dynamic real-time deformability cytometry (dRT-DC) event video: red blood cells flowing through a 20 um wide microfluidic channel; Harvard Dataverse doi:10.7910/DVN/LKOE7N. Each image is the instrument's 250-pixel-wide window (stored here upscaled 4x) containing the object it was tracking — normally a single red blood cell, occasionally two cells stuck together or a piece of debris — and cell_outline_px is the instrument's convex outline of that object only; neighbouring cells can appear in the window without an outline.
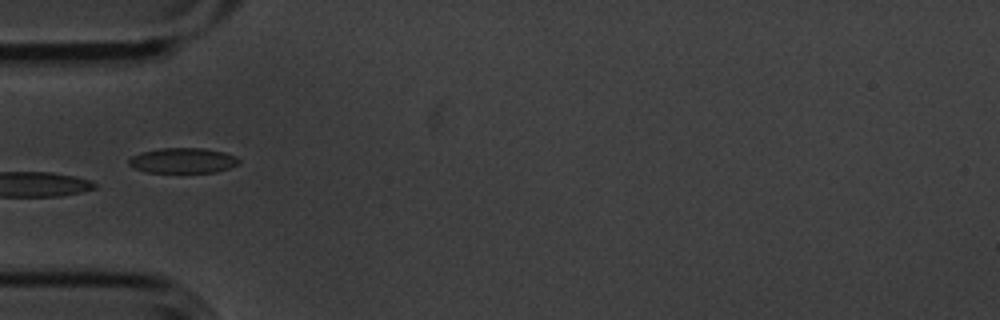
{"species": "common noctule bat (a hibernating species)", "species_latin": "Nyctalus noctula", "temperature_condition": "cold", "stored_images_in_passage": 7, "camera_frame_rate_fps": 3000, "um_per_image_px": 0.085, "animal": {"sex": "male", "body_mass_g": 20.1, "forearm_length_mm": 53.5}, "frame": {"image": 1, "passage_image": 6, "time_ms": 1.667, "image_size_px": [1000, 320], "cell_outline_px": [[240, 164], [216, 172], [144, 172], [132, 168], [128, 164], [128, 160], [132, 156], [140, 152], [160, 148], [204, 148], [224, 152], [236, 156], [240, 160]], "centroid_in_image_um": [15.53, 13.64], "position_along_channel_um": 69.5, "area_um2": 16.36}}